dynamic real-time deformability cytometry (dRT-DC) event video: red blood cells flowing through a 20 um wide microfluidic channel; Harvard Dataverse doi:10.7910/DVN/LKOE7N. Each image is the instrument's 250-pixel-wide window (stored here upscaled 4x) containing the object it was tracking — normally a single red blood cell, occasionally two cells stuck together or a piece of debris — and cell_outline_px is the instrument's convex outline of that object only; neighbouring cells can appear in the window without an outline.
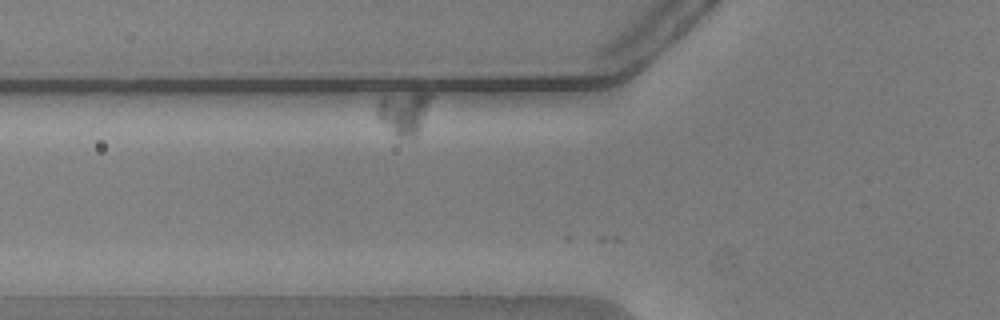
{"species": "common noctule bat (a hibernating species)", "species_latin": "Nyctalus noctula", "temperature_condition": "warm", "stored_images_in_passage": 4, "camera_frame_rate_fps": 3000, "um_per_image_px": 0.085, "animal": {"sex": "male", "body_mass_g": 20.5, "forearm_length_mm": 52.5}, "frame": {"image": 1, "passage_image": 3, "time_ms": 0.667, "image_size_px": [1000, 320], "cell_outline_px": [[432, 96], [420, 128], [412, 136], [396, 136], [376, 116], [376, 104], [380, 96], [416, 92], [428, 92]], "centroid_in_image_um": [34.28, 9.51], "position_along_channel_um": 91.5, "area_um2": 13.24}}